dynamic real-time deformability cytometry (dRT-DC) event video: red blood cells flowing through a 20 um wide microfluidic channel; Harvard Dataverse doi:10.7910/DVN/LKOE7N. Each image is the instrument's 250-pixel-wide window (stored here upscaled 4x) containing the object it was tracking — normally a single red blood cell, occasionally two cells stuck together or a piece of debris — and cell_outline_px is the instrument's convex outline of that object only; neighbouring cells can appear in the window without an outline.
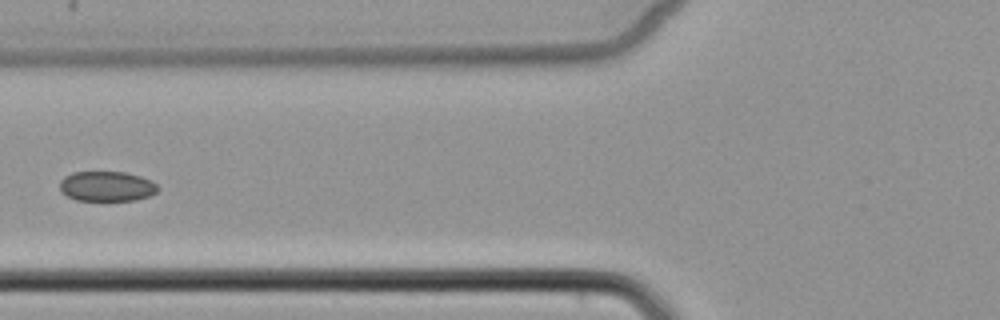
{"species": "common noctule bat (a hibernating species)", "species_latin": "Nyctalus noctula", "temperature_condition": "cold", "stored_images_in_passage": 7, "camera_frame_rate_fps": 3000, "um_per_image_px": 0.085, "animal": {"sex": "female", "body_mass_g": 22.7, "forearm_length_mm": 54.2}, "frame": {"image": 1, "passage_image": 6, "time_ms": 6.333, "image_size_px": [1000, 320], "cell_outline_px": [[160, 188], [156, 192], [148, 196], [136, 200], [76, 200], [60, 192], [60, 180], [64, 176], [72, 172], [124, 172], [140, 176], [152, 180]], "centroid_in_image_um": [9.07, 15.83], "position_along_channel_um": 116.7, "area_um2": 17.22}}
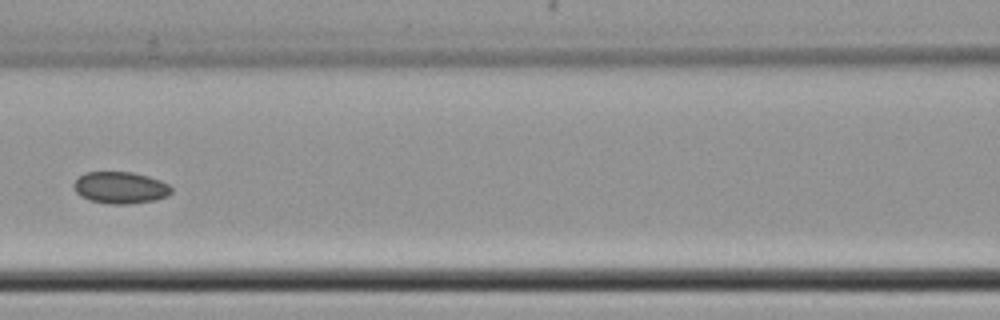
{"frame": {"image": 2, "passage_image": 7, "time_ms": 7.333, "image_size_px": [1000, 320], "cell_outline_px": [[172, 192], [168, 196], [156, 200], [128, 204], [112, 204], [92, 200], [80, 196], [76, 192], [72, 184], [84, 172], [132, 172], [148, 176], [160, 180], [168, 184], [172, 188]], "centroid_in_image_um": [10.25, 15.95], "position_along_channel_um": 156.4, "area_um2": 18.09}}